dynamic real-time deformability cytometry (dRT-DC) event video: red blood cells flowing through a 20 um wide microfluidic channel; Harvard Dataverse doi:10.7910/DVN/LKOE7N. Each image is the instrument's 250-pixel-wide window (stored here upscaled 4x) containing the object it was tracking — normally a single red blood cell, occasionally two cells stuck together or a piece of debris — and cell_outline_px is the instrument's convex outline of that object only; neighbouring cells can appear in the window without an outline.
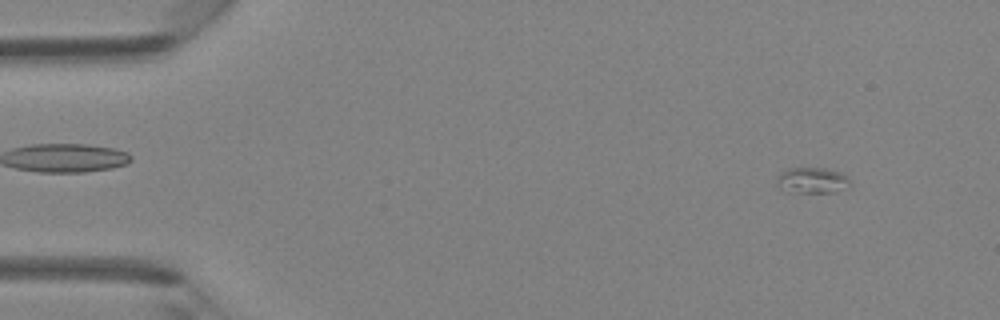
{"species": "Egyptian fruit bat (a non-hibernating species)", "species_latin": "Rousettus aegyptiacus", "temperature_condition": "room temperature", "stored_images_in_passage": 42, "camera_frame_rate_fps": 3000, "um_per_image_px": 0.085, "animal": {"sex": "female"}, "frame": {"image": 1, "passage_image": 4, "time_ms": 1.0, "image_size_px": [1000, 320], "cell_outline_px": [[852, 184], [848, 188], [836, 192], [784, 192], [776, 184], [776, 176], [780, 172], [788, 168], [824, 168], [840, 172], [848, 176], [852, 180]], "centroid_in_image_um": [69.05, 15.34], "position_along_channel_um": 16.0, "area_um2": 11.44}}